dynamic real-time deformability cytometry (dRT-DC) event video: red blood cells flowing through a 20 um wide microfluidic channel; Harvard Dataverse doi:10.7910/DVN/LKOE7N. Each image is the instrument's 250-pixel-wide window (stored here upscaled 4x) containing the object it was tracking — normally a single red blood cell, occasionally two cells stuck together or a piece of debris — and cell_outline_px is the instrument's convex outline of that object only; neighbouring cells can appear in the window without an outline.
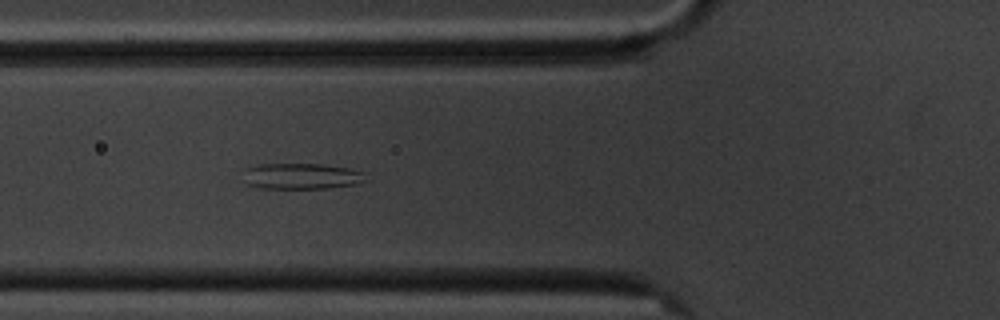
{"species": "common noctule bat (a hibernating species)", "species_latin": "Nyctalus noctula", "temperature_condition": "cold", "stored_images_in_passage": 5, "camera_frame_rate_fps": 3000, "um_per_image_px": 0.085, "animal": {"sex": "male", "body_mass_g": 20.1, "forearm_length_mm": 53.5}, "frame": {"image": 1, "passage_image": 5, "time_ms": 5.333, "image_size_px": [1000, 320], "cell_outline_px": [[364, 180], [356, 184], [328, 188], [260, 188], [244, 184], [244, 168], [260, 164], [324, 164], [348, 168], [364, 172]], "centroid_in_image_um": [25.56, 14.97], "position_along_channel_um": 100.2, "area_um2": 18.55}}